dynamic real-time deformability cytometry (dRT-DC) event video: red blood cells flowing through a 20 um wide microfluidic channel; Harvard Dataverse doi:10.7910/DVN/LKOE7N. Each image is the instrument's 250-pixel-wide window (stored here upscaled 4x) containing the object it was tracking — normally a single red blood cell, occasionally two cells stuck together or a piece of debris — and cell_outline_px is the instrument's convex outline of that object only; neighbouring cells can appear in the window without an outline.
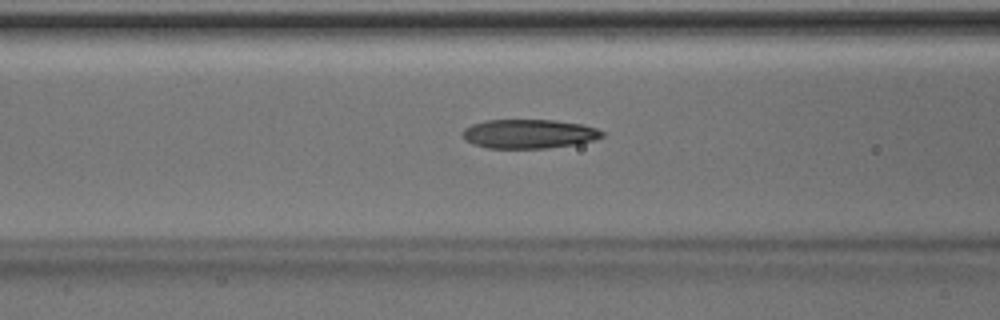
{"species": "Egyptian fruit bat (a non-hibernating species)", "species_latin": "Rousettus aegyptiacus", "temperature_condition": "room temperature", "stored_images_in_passage": 31, "camera_frame_rate_fps": 3000, "um_per_image_px": 0.085, "animal": {"sex": "male"}, "frame": {"image": 1, "passage_image": 8, "time_ms": 2.333, "image_size_px": [1000, 320], "cell_outline_px": [[604, 136], [592, 140], [576, 144], [544, 148], [488, 148], [472, 144], [464, 136], [464, 128], [472, 124], [484, 120], [556, 120], [580, 124], [596, 128], [604, 132]], "centroid_in_image_um": [44.96, 11.37], "position_along_channel_um": 121.6, "area_um2": 23.47}}
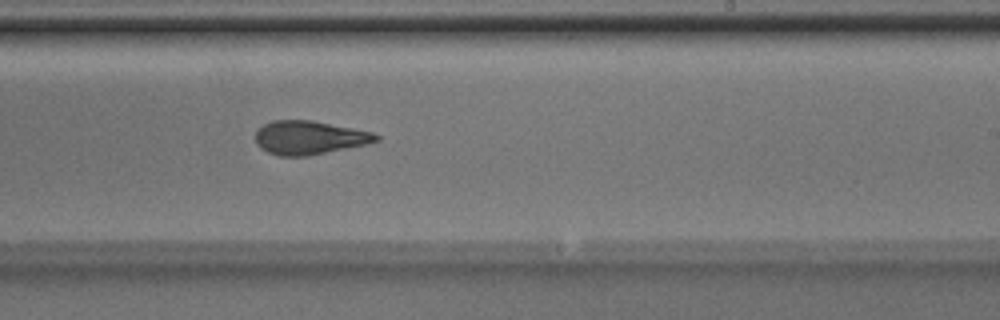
{"frame": {"image": 2, "passage_image": 18, "time_ms": 5.667, "image_size_px": [1000, 320], "cell_outline_px": [[380, 140], [368, 144], [308, 156], [280, 156], [268, 152], [260, 148], [256, 144], [256, 132], [264, 124], [272, 120], [312, 120], [372, 132], [380, 136]], "centroid_in_image_um": [26.29, 11.7], "position_along_channel_um": 262.7, "area_um2": 23.64}}
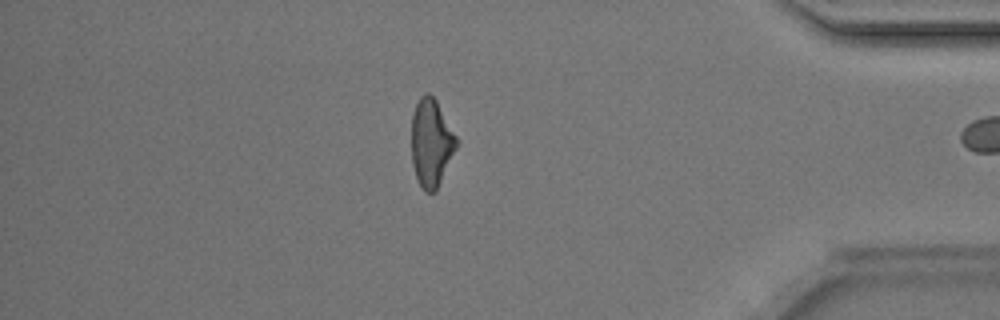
{"frame": {"image": 3, "passage_image": 30, "time_ms": 9.667, "image_size_px": [1000, 320], "cell_outline_px": [[456, 148], [436, 192], [424, 192], [416, 176], [412, 164], [412, 116], [416, 104], [420, 96], [424, 92], [428, 92], [436, 100], [456, 136]], "centroid_in_image_um": [36.64, 12.14], "position_along_channel_um": 398.6, "area_um2": 22.72}, "authors_computed_cell_mechanics": {"area_um2": 23.4668, "velocity_mm_per_s": 4.2458, "shape_relaxation_time_tau1_ms": 6.3085, "shape_relaxation_time_tau2_ms": 2.6989, "deformation_change_tau1": 0.2054, "deformation_change_tau2": 0.1192}}